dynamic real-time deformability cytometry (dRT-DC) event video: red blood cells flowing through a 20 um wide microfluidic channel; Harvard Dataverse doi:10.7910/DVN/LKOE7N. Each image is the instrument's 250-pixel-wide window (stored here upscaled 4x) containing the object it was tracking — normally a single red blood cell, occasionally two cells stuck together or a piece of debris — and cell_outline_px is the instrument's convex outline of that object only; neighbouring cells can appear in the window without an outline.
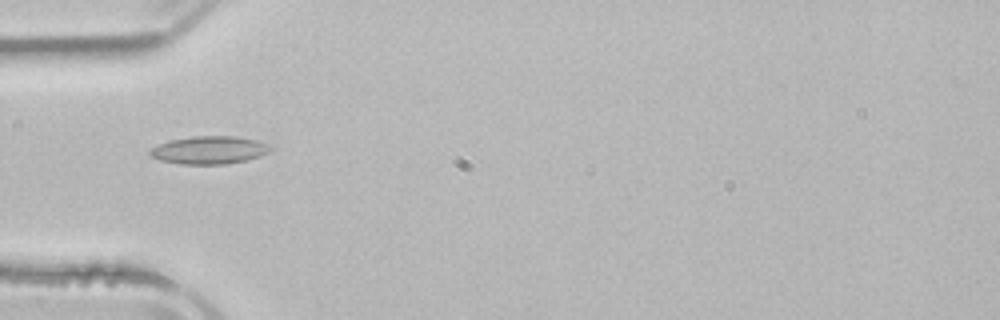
{"species": "common noctule bat (a hibernating species)", "species_latin": "Nyctalus noctula", "temperature_condition": "room temperature", "stored_images_in_passage": 5, "camera_frame_rate_fps": 3000, "um_per_image_px": 0.085, "animal": {"sex": "male", "body_mass_g": 21.5, "forearm_length_mm": 52.0}, "frame": {"image": 1, "passage_image": 4, "time_ms": 4.0, "image_size_px": [1000, 320], "cell_outline_px": [[272, 148], [268, 152], [260, 156], [248, 160], [228, 164], [180, 164], [160, 160], [152, 156], [148, 152], [152, 148], [160, 144], [172, 140], [192, 136], [236, 136], [256, 140], [268, 144]], "centroid_in_image_um": [17.82, 12.76], "position_along_channel_um": 67.2, "area_um2": 19.48}}
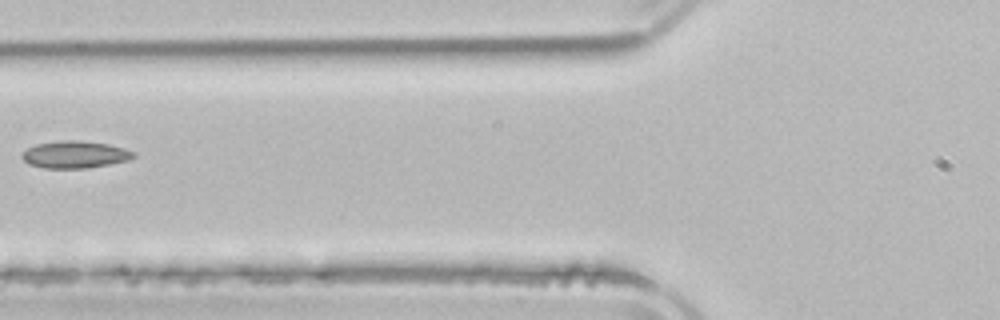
{"frame": {"image": 2, "passage_image": 5, "time_ms": 5.333, "image_size_px": [1000, 320], "cell_outline_px": [[136, 156], [128, 160], [108, 164], [84, 168], [44, 168], [28, 164], [20, 156], [28, 148], [36, 144], [60, 140], [76, 140], [108, 144], [124, 148], [136, 152]], "centroid_in_image_um": [6.37, 13.13], "position_along_channel_um": 119.4, "area_um2": 17.57}}